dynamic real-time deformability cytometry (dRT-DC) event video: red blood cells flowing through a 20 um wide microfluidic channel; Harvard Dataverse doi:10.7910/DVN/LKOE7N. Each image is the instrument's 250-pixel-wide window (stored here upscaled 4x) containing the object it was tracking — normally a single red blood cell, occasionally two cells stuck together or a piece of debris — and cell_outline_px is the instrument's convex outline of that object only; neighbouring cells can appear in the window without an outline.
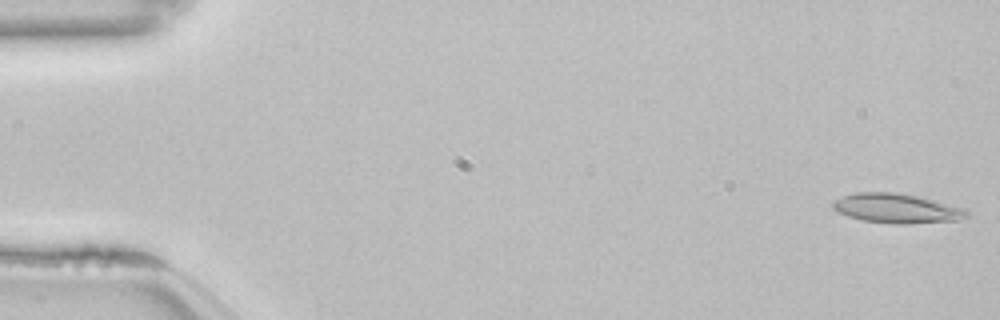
{"species": "common noctule bat (a hibernating species)", "species_latin": "Nyctalus noctula", "temperature_condition": "room temperature", "stored_images_in_passage": 50, "camera_frame_rate_fps": 3000, "um_per_image_px": 0.085, "animal": {"sex": "female", "body_mass_g": 22.7, "forearm_length_mm": 54.2}, "frame": {"image": 1, "passage_image": 1, "time_ms": 0.0, "image_size_px": [1000, 320], "cell_outline_px": [[968, 216], [956, 220], [908, 224], [896, 224], [864, 220], [848, 216], [836, 212], [832, 208], [832, 204], [836, 200], [844, 196], [856, 192], [896, 192], [920, 196], [968, 208]], "centroid_in_image_um": [76.26, 17.7], "position_along_channel_um": 8.7, "area_um2": 23.18}}
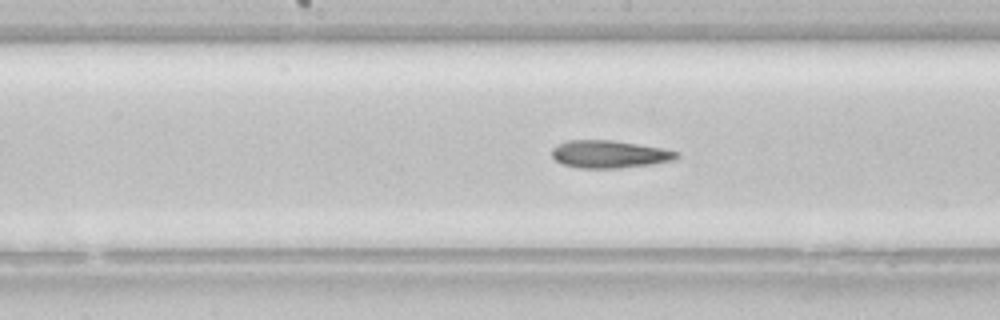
{"frame": {"image": 2, "passage_image": 27, "time_ms": 8.667, "image_size_px": [1000, 320], "cell_outline_px": [[680, 156], [672, 160], [652, 164], [620, 168], [580, 168], [564, 164], [556, 160], [552, 156], [552, 148], [568, 140], [612, 140], [664, 148], [680, 152]], "centroid_in_image_um": [51.84, 13.1], "position_along_channel_um": 196.4, "area_um2": 20.0}}
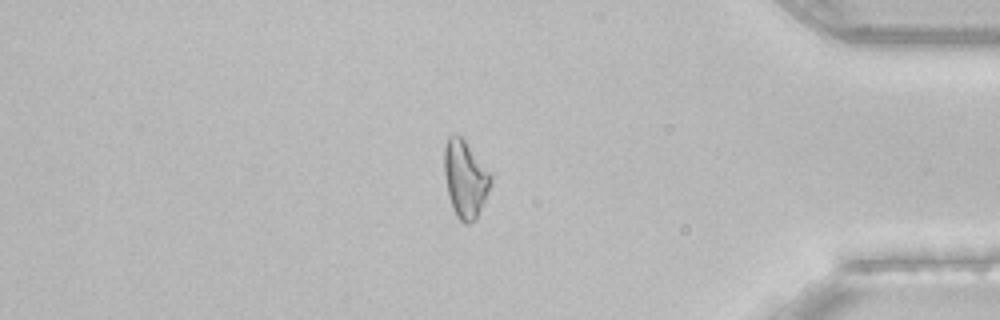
{"frame": {"image": 3, "passage_image": 45, "time_ms": 14.667, "image_size_px": [1000, 320], "cell_outline_px": [[492, 180], [484, 200], [476, 216], [468, 224], [464, 224], [456, 216], [452, 208], [448, 192], [444, 172], [444, 148], [448, 136], [460, 136], [464, 140], [492, 172]], "centroid_in_image_um": [39.54, 15.18], "position_along_channel_um": 395.7, "area_um2": 20.63}, "authors_computed_cell_mechanics": {"area_um2": 21.0103, "velocity_mm_per_s": 3.8437, "shape_relaxation_time_tau1_ms": 6.5732, "shape_relaxation_time_tau2_ms": 3.2079, "deformation_change_tau1": 0.1587, "deformation_change_tau2": 0.1192}}